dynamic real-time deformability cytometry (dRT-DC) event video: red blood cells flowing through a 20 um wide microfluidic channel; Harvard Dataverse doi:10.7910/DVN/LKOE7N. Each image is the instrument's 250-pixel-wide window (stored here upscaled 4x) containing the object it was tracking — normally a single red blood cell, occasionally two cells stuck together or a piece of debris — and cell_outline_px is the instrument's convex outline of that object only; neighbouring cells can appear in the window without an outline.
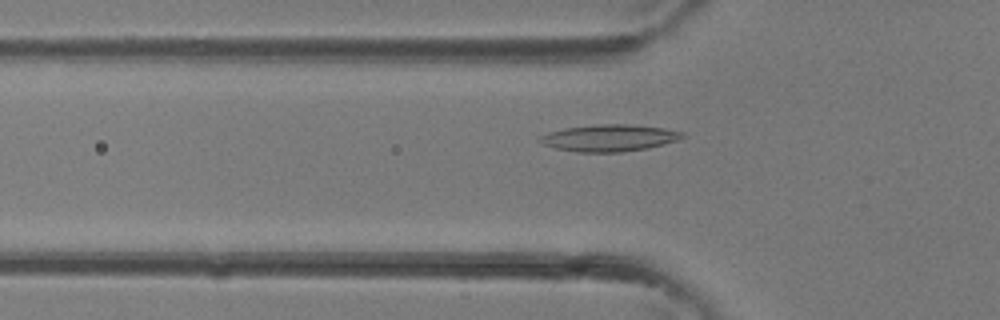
{"species": "common noctule bat (a hibernating species)", "species_latin": "Nyctalus noctula", "temperature_condition": "room temperature", "stored_images_in_passage": 26, "camera_frame_rate_fps": 3000, "um_per_image_px": 0.085, "animal": {"sex": "female"}, "frame": {"image": 1, "passage_image": 3, "time_ms": 0.667, "image_size_px": [1000, 320], "cell_outline_px": [[684, 136], [676, 140], [664, 144], [648, 148], [624, 152], [576, 152], [556, 148], [544, 144], [536, 140], [540, 136], [548, 132], [564, 128], [596, 124], [628, 124], [664, 128], [684, 132]], "centroid_in_image_um": [51.76, 11.72], "position_along_channel_um": 74.0, "area_um2": 22.31}}
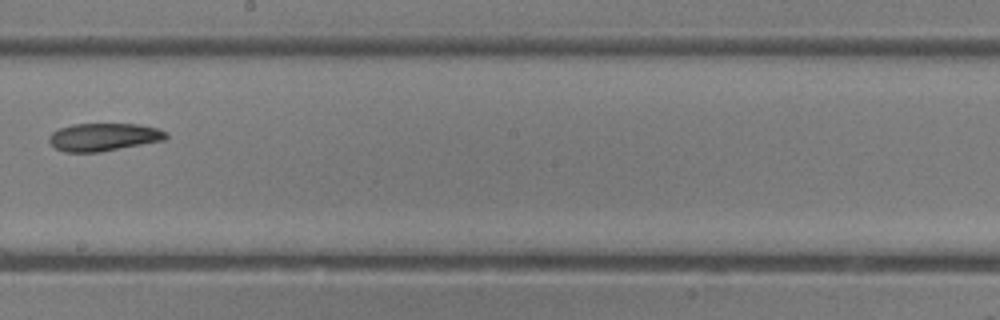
{"frame": {"image": 2, "passage_image": 12, "time_ms": 3.667, "image_size_px": [1000, 320], "cell_outline_px": [[168, 136], [164, 140], [100, 152], [64, 152], [56, 148], [48, 140], [48, 136], [52, 132], [60, 128], [72, 124], [136, 124], [160, 128], [168, 132]], "centroid_in_image_um": [8.82, 11.64], "position_along_channel_um": 239.4, "area_um2": 19.02}}
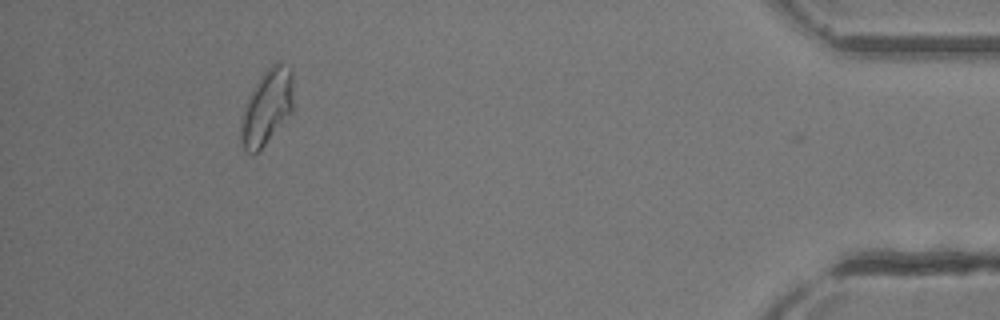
{"frame": {"image": 3, "passage_image": 25, "time_ms": 8.0, "image_size_px": [1000, 320], "cell_outline_px": [[292, 112], [264, 144], [252, 156], [240, 144], [240, 120], [248, 96], [260, 76], [272, 64], [280, 64], [292, 72]], "centroid_in_image_um": [22.63, 9.14], "position_along_channel_um": 412.6, "area_um2": 22.54}}